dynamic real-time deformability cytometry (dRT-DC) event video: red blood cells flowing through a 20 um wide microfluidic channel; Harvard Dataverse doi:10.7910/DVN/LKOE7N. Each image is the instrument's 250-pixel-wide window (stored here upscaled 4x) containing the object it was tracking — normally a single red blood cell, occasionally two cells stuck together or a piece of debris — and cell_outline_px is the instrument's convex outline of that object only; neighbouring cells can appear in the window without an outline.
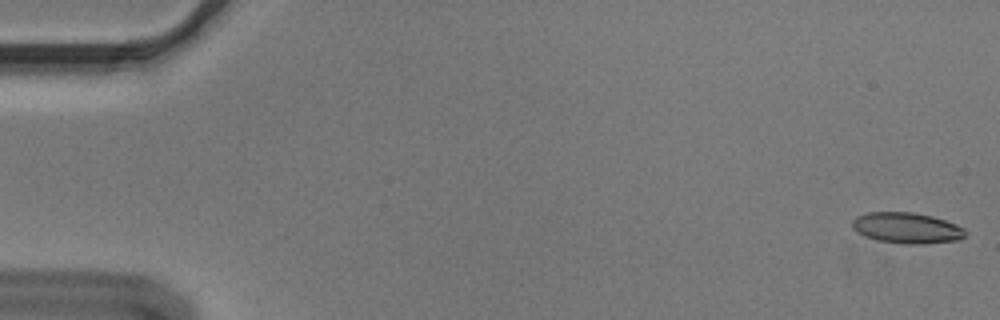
{"species": "Egyptian fruit bat (a non-hibernating species)", "species_latin": "Rousettus aegyptiacus", "temperature_condition": "cold", "stored_images_in_passage": 55, "camera_frame_rate_fps": 3000, "um_per_image_px": 0.085, "animal": {"sex": "male"}, "frame": {"image": 1, "passage_image": 1, "time_ms": 0.0, "image_size_px": [1000, 320], "cell_outline_px": [[968, 236], [960, 240], [924, 244], [904, 244], [876, 240], [864, 236], [856, 232], [852, 228], [852, 220], [856, 216], [868, 212], [912, 212], [932, 216], [956, 224], [964, 228], [968, 232]], "centroid_in_image_um": [77.1, 19.39], "position_along_channel_um": 7.9, "area_um2": 20.69}}
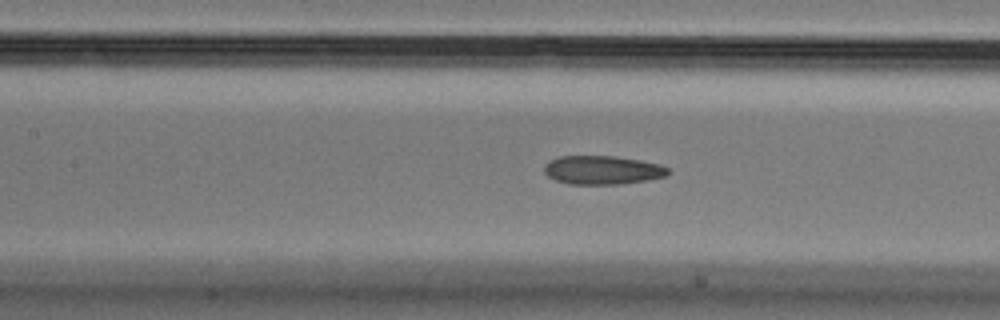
{"frame": {"image": 2, "passage_image": 25, "time_ms": 8.0, "image_size_px": [1000, 320], "cell_outline_px": [[672, 172], [668, 176], [648, 180], [620, 184], [568, 184], [556, 180], [548, 176], [544, 172], [544, 164], [560, 156], [612, 156], [640, 160], [660, 164], [668, 168]], "centroid_in_image_um": [51.25, 14.46], "position_along_channel_um": 156.2, "area_um2": 20.81}}
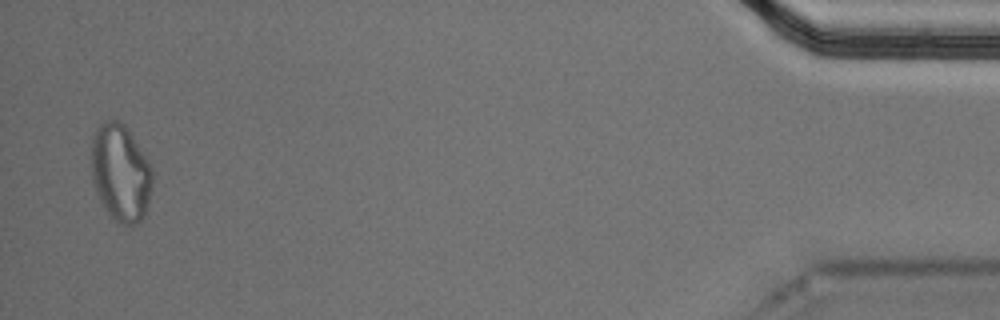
{"frame": {"image": 3, "passage_image": 54, "time_ms": 17.667, "image_size_px": [1000, 320], "cell_outline_px": [[152, 188], [148, 204], [144, 216], [132, 228], [120, 224], [112, 220], [104, 208], [96, 192], [92, 180], [92, 136], [96, 128], [100, 124], [108, 120], [120, 120], [128, 128], [152, 168]], "centroid_in_image_um": [10.25, 14.73], "position_along_channel_um": 425.0, "area_um2": 34.97}, "authors_computed_cell_mechanics": {"area_um2": 21.3282, "velocity_mm_per_s": 3.6264, "shape_relaxation_time_tau1_ms": null, "shape_relaxation_time_tau2_ms": 3.0414, "deformation_change_tau1": null, "deformation_change_tau2": 0.1037}}